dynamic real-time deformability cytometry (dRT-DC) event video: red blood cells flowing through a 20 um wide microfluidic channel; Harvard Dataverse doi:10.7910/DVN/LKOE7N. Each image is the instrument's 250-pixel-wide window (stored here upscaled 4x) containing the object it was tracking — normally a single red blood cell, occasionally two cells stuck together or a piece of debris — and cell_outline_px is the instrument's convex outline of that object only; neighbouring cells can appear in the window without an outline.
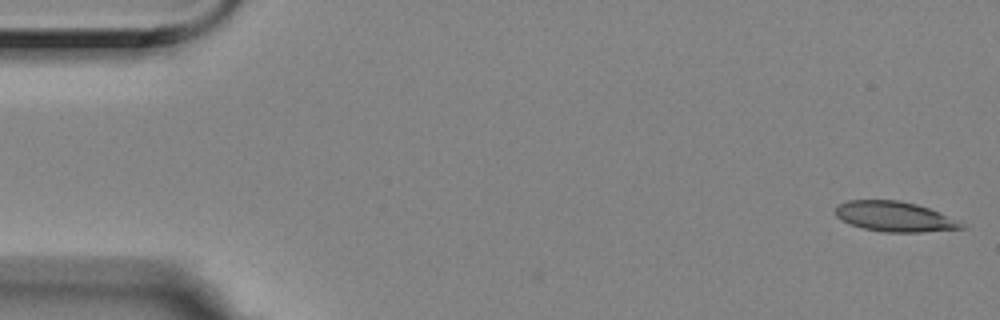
{"species": "Egyptian fruit bat (a non-hibernating species)", "species_latin": "Rousettus aegyptiacus", "temperature_condition": "room temperature", "stored_images_in_passage": 4, "camera_frame_rate_fps": 3000, "um_per_image_px": 0.085, "animal": {"sex": "female"}, "frame": {"image": 1, "passage_image": 1, "time_ms": 0.0, "image_size_px": [1000, 320], "cell_outline_px": [[968, 224], [964, 228], [920, 232], [884, 232], [864, 228], [840, 220], [836, 216], [836, 204], [848, 200], [900, 200], [916, 204], [928, 208]], "centroid_in_image_um": [76.04, 18.4], "position_along_channel_um": 9.0, "area_um2": 22.08}}
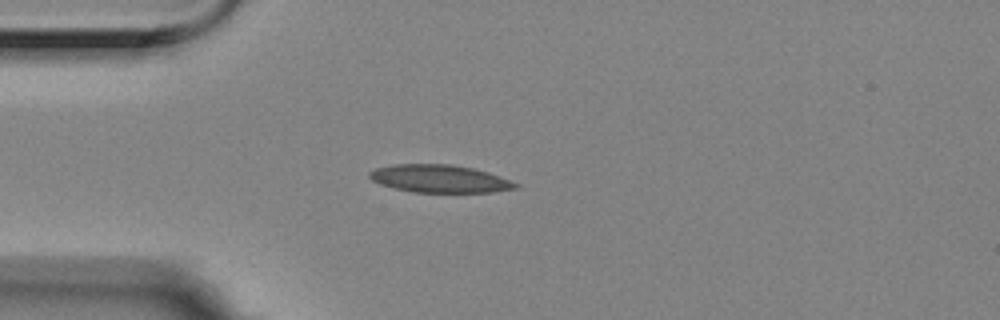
{"frame": {"image": 2, "passage_image": 4, "time_ms": 1.0, "image_size_px": [1000, 320], "cell_outline_px": [[520, 188], [492, 192], [412, 192], [392, 188], [380, 184], [372, 180], [368, 176], [368, 172], [376, 168], [396, 164], [452, 164], [472, 168], [488, 172], [520, 184]], "centroid_in_image_um": [37.37, 15.19], "position_along_channel_um": 47.6, "area_um2": 23.7}}